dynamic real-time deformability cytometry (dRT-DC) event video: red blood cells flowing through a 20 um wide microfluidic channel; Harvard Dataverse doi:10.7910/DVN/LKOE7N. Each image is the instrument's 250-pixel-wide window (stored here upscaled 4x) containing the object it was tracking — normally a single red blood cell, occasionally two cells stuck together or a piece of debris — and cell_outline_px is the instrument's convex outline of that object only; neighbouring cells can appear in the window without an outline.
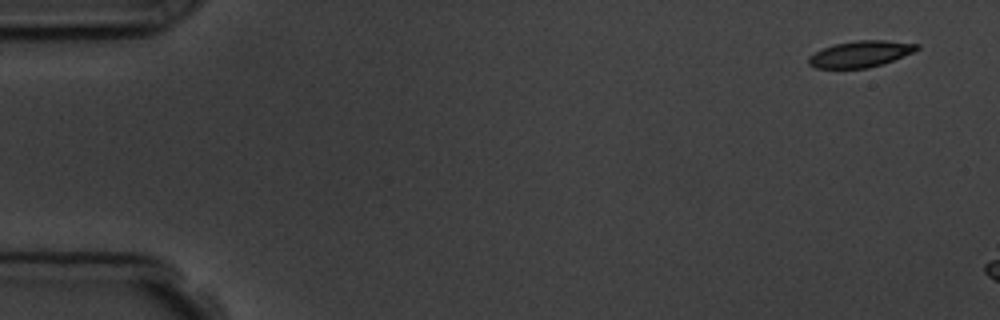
{"species": "common noctule bat (a hibernating species)", "species_latin": "Nyctalus noctula", "temperature_condition": "room temperature", "stored_images_in_passage": 5, "segment_of_instrument_passage": [2, 2], "camera_frame_rate_fps": 3000, "um_per_image_px": 0.085, "animal": {"sex": "male", "body_mass_g": 19.5, "forearm_length_mm": 54.6}, "frame": {"image": 1, "passage_image": 5, "time_ms": 6.333, "image_size_px": [1000, 320], "cell_outline_px": [[920, 48], [912, 52], [892, 60], [868, 68], [816, 68], [808, 64], [808, 56], [824, 48], [836, 44], [856, 40], [884, 40], [920, 44]], "centroid_in_image_um": [73.12, 4.58], "position_along_channel_um": 11.9, "area_um2": 16.36}}